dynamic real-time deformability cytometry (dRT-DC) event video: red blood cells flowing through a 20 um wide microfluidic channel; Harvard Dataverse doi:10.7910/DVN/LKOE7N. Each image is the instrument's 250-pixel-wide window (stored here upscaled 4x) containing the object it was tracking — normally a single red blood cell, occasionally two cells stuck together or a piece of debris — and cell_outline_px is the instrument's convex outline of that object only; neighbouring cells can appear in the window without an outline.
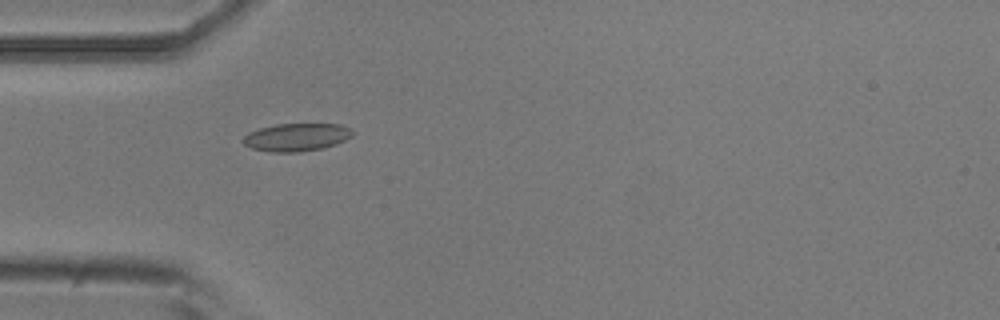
{"species": "common noctule bat (a hibernating species)", "species_latin": "Nyctalus noctula", "temperature_condition": "room temperature", "stored_images_in_passage": 4, "camera_frame_rate_fps": 3000, "um_per_image_px": 0.085, "animal": {"sex": "male", "body_mass_g": 20.5, "forearm_length_mm": 52.5}, "frame": {"image": 1, "passage_image": 3, "time_ms": 2.333, "image_size_px": [1000, 320], "cell_outline_px": [[352, 136], [336, 144], [324, 148], [300, 152], [268, 152], [252, 148], [244, 144], [244, 136], [248, 132], [260, 128], [276, 124], [340, 124], [352, 128]], "centroid_in_image_um": [25.21, 11.66], "position_along_channel_um": 59.8, "area_um2": 17.8}}
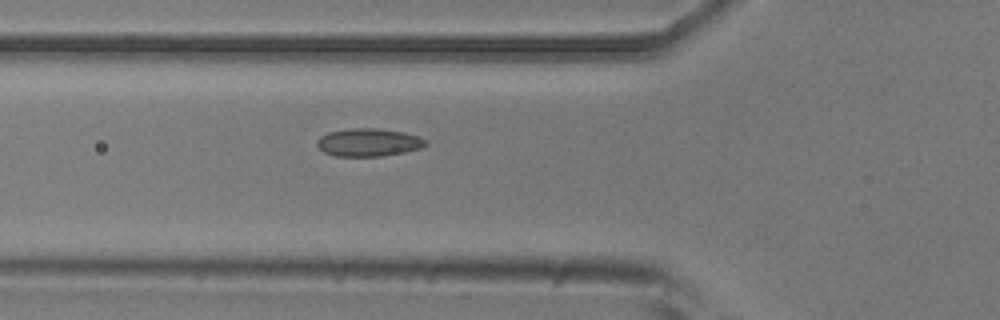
{"frame": {"image": 2, "passage_image": 4, "time_ms": 3.333, "image_size_px": [1000, 320], "cell_outline_px": [[428, 144], [420, 148], [404, 152], [380, 156], [336, 156], [324, 152], [316, 144], [316, 140], [320, 136], [328, 132], [352, 128], [380, 128], [404, 132], [428, 140]], "centroid_in_image_um": [31.32, 12.09], "position_along_channel_um": 94.5, "area_um2": 17.69}}